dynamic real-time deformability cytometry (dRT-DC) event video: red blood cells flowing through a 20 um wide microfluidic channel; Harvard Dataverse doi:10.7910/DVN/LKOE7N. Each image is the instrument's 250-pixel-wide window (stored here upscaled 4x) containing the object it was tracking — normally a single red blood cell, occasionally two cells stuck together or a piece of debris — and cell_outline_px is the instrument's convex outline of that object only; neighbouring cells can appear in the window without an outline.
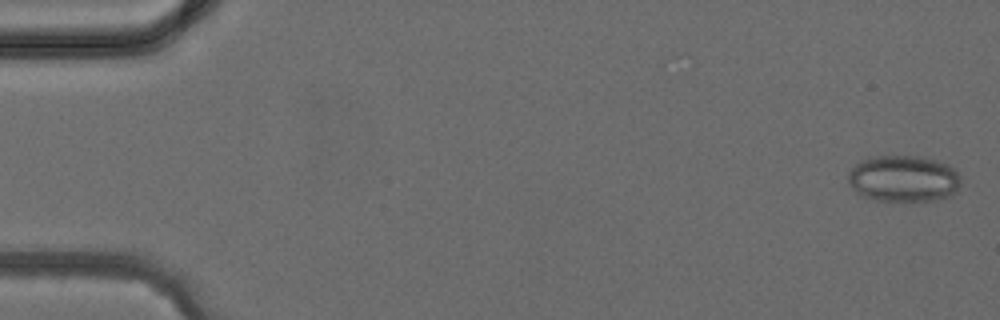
{"species": "common noctule bat (a hibernating species)", "species_latin": "Nyctalus noctula", "temperature_condition": "cold", "stored_images_in_passage": 4, "camera_frame_rate_fps": 3000, "um_per_image_px": 0.085, "animal": {"sex": "female", "body_mass_g": 24.6, "forearm_length_mm": 56.2}, "frame": {"image": 1, "passage_image": 1, "time_ms": 0.0, "image_size_px": [1000, 320], "cell_outline_px": [[960, 184], [956, 192], [948, 196], [932, 200], [876, 200], [860, 196], [848, 184], [848, 172], [860, 160], [868, 156], [920, 156], [936, 160], [948, 164], [960, 176]], "centroid_in_image_um": [76.76, 15.17], "position_along_channel_um": 8.2, "area_um2": 30.63}}